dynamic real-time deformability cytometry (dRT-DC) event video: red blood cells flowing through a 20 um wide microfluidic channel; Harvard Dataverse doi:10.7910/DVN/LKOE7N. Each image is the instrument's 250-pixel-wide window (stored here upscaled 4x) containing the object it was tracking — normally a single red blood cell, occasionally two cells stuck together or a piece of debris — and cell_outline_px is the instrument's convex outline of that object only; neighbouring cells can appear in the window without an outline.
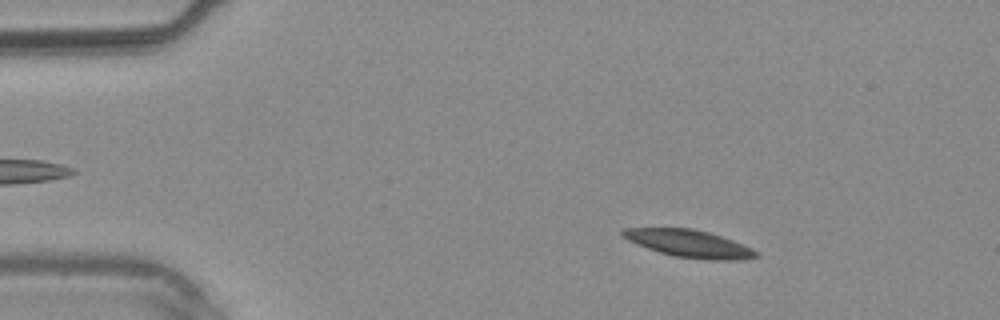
{"species": "common noctule bat (a hibernating species)", "species_latin": "Nyctalus noctula", "temperature_condition": "warm", "stored_images_in_passage": 3, "camera_frame_rate_fps": 3000, "um_per_image_px": 0.085, "animal": {"sex": "male", "body_mass_g": 20.4}, "frame": {"image": 1, "passage_image": 1, "time_ms": 0.0, "image_size_px": [1000, 320], "cell_outline_px": [[760, 256], [744, 260], [712, 260], [676, 256], [660, 252], [636, 244], [628, 240], [620, 232], [624, 228], [692, 228], [708, 232], [732, 240], [752, 248], [760, 252]], "centroid_in_image_um": [58.63, 20.71], "position_along_channel_um": 26.4, "area_um2": 21.15}}
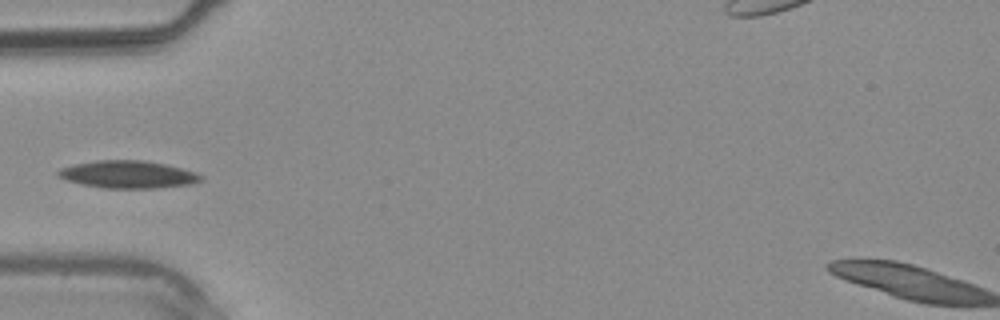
{"frame": {"image": 2, "passage_image": 3, "time_ms": 2.333, "image_size_px": [1000, 320], "cell_outline_px": [[204, 180], [192, 184], [156, 188], [104, 188], [84, 184], [68, 180], [56, 176], [56, 172], [60, 168], [72, 164], [96, 160], [144, 160], [164, 164], [196, 172], [204, 176]], "centroid_in_image_um": [10.89, 14.82], "position_along_channel_um": 74.1, "area_um2": 22.95}}